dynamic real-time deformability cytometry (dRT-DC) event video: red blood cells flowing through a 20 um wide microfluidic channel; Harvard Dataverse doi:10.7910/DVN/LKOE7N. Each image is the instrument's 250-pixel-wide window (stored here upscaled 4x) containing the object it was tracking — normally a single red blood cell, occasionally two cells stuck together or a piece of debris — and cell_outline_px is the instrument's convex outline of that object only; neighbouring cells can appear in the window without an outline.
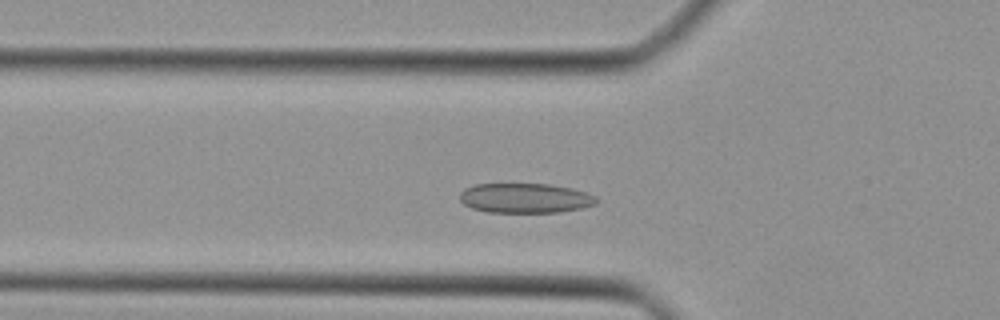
{"species": "Egyptian fruit bat (a non-hibernating species)", "species_latin": "Rousettus aegyptiacus", "temperature_condition": "cold", "stored_images_in_passage": 38, "camera_frame_rate_fps": 3000, "um_per_image_px": 0.085, "animal": {"sex": "female"}, "frame": {"image": 1, "passage_image": 8, "time_ms": 2.333, "image_size_px": [1000, 320], "cell_outline_px": [[600, 200], [596, 204], [580, 208], [560, 212], [488, 212], [472, 208], [464, 204], [460, 200], [460, 192], [464, 188], [476, 184], [552, 184], [572, 188], [588, 192], [596, 196]], "centroid_in_image_um": [44.67, 16.83], "position_along_channel_um": 81.1, "area_um2": 23.87}}
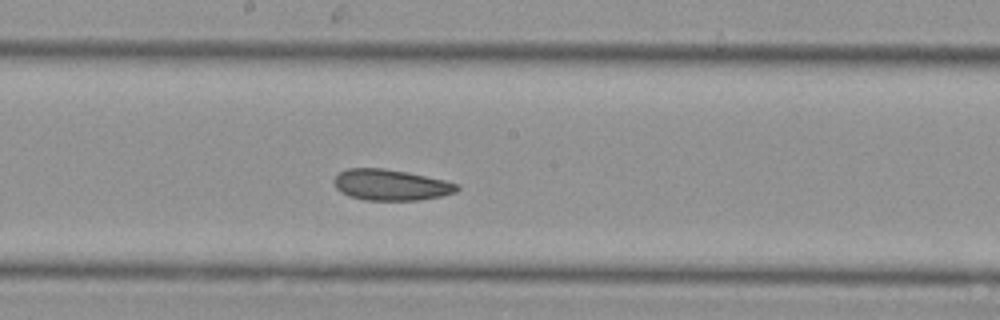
{"frame": {"image": 2, "passage_image": 17, "time_ms": 5.333, "image_size_px": [1000, 320], "cell_outline_px": [[460, 188], [456, 192], [444, 196], [420, 200], [364, 200], [348, 196], [340, 192], [336, 188], [332, 180], [340, 172], [348, 168], [384, 168], [444, 180], [460, 184]], "centroid_in_image_um": [33.22, 15.73], "position_along_channel_um": 215.0, "area_um2": 22.31}}
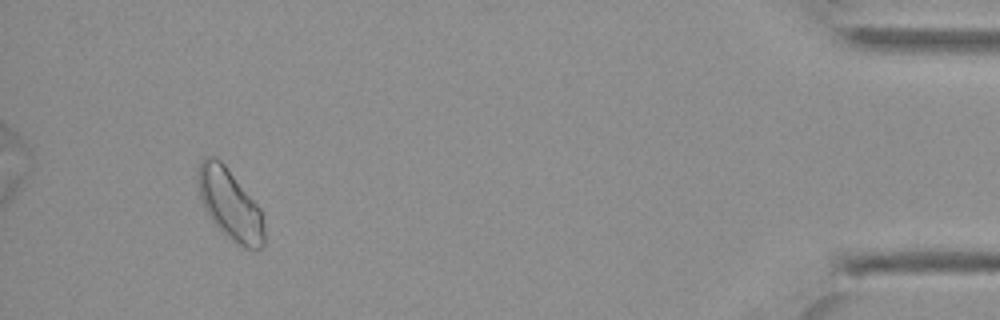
{"frame": {"image": 3, "passage_image": 35, "time_ms": 11.333, "image_size_px": [1000, 320], "cell_outline_px": [[264, 244], [260, 248], [244, 248], [236, 244], [208, 216], [200, 200], [196, 180], [196, 172], [200, 160], [204, 156], [216, 156], [224, 164], [260, 208], [264, 224]], "centroid_in_image_um": [19.5, 17.32], "position_along_channel_um": 415.7, "area_um2": 27.28}}